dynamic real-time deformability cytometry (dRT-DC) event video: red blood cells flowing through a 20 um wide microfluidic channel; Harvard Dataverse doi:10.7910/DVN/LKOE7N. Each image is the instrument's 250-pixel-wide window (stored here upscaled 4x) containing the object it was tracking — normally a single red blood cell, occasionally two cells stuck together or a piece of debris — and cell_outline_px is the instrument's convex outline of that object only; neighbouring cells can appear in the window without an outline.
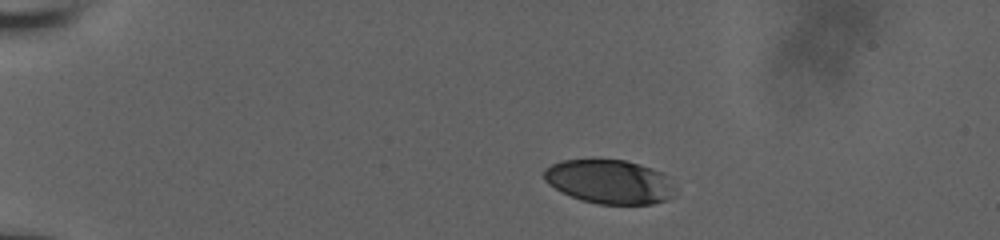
{"species": "human", "species_latin": "Homo sapiens", "temperature_condition": "room temperature", "stored_images_in_passage": 32, "camera_frame_rate_fps": 3000, "um_per_image_px": 0.085, "donor": {"sex": "male"}, "frame": {"image": 1, "passage_image": 1, "time_ms": 0.0, "image_size_px": [1000, 240], "cell_outline_px": [[676, 196], [668, 200], [652, 204], [600, 204], [580, 200], [548, 184], [544, 180], [544, 168], [560, 160], [624, 160], [640, 164], [652, 168], [668, 176], [676, 188]], "centroid_in_image_um": [51.86, 15.45], "position_along_channel_um": 33.1, "area_um2": 33.81}}
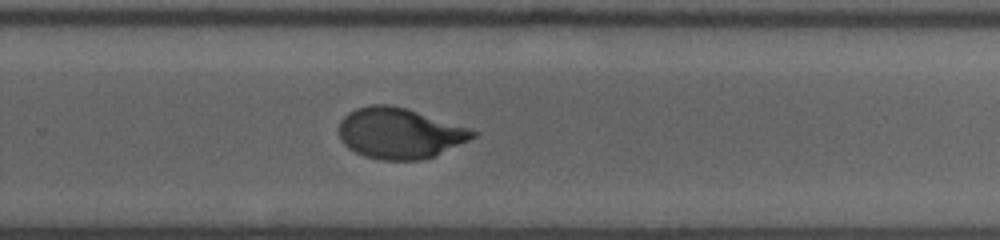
{"frame": {"image": 2, "passage_image": 18, "time_ms": 9.0, "image_size_px": [1000, 240], "cell_outline_px": [[480, 132], [476, 136], [436, 156], [420, 160], [380, 160], [364, 156], [348, 148], [340, 140], [340, 120], [348, 112], [356, 108], [372, 104], [392, 104], [468, 128]], "centroid_in_image_um": [33.94, 11.33], "position_along_channel_um": 295.9, "area_um2": 39.42}}
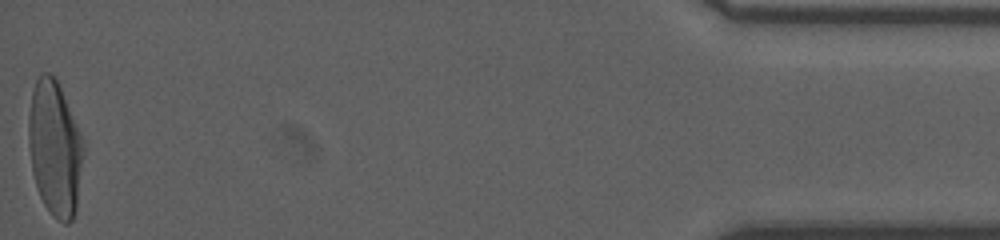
{"frame": {"image": 3, "passage_image": 32, "time_ms": 14.667, "image_size_px": [1000, 240], "cell_outline_px": [[84, 148], [76, 208], [72, 220], [68, 224], [64, 224], [56, 220], [52, 216], [44, 204], [40, 196], [32, 172], [28, 144], [28, 116], [32, 92], [36, 80], [40, 72], [48, 72], [56, 80], [60, 88], [80, 132], [84, 144]], "centroid_in_image_um": [4.64, 12.64], "position_along_channel_um": 430.6, "area_um2": 43.06}, "authors_computed_cell_mechanics": {"area_um2": 39.7086, "velocity_mm_per_s": 3.8457, "shape_relaxation_time_tau1_ms": 4.0474, "shape_relaxation_time_tau2_ms": 0.8138, "deformation_change_tau1": 0.1917, "deformation_change_tau2": 0.052}}